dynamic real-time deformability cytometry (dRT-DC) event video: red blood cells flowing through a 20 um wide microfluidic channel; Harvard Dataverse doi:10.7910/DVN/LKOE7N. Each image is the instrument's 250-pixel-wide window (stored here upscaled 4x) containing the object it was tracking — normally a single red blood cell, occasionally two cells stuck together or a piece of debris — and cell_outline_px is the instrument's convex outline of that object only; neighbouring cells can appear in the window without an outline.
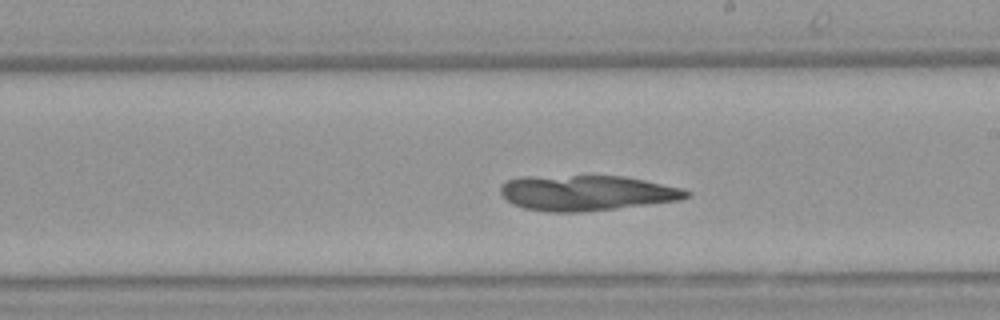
{"species": "Egyptian fruit bat (a non-hibernating species)", "species_latin": "Rousettus aegyptiacus", "temperature_condition": "warm", "stored_images_in_passage": 50, "segment_of_instrument_passage": [1, 2], "camera_frame_rate_fps": 3000, "um_per_image_px": 0.085, "animal": {"sex": "female"}, "frame": {"image": 1, "passage_image": 26, "time_ms": 8.333, "image_size_px": [1000, 320], "cell_outline_px": [[692, 196], [680, 200], [616, 208], [580, 212], [548, 212], [524, 208], [512, 204], [500, 192], [500, 188], [508, 180], [524, 176], [624, 176], [644, 180], [680, 188], [692, 192]], "centroid_in_image_um": [49.87, 16.4], "position_along_channel_um": 239.1, "area_um2": 38.15}}
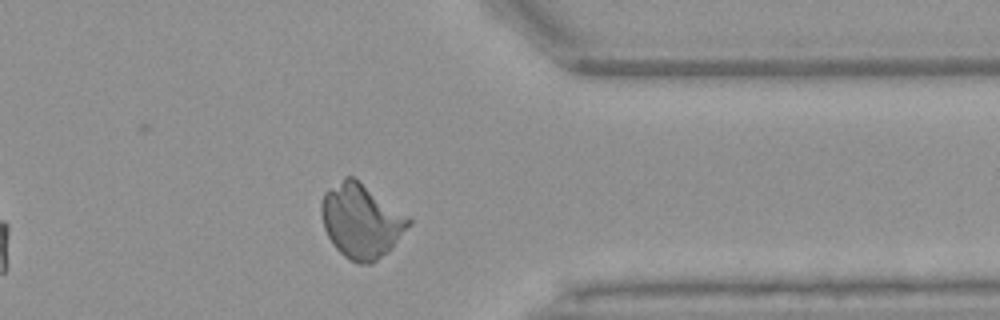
{"frame": {"image": 2, "passage_image": 38, "time_ms": 12.333, "image_size_px": [1000, 320], "cell_outline_px": [[412, 224], [388, 252], [372, 264], [360, 264], [348, 260], [332, 244], [324, 228], [320, 212], [320, 204], [324, 192], [344, 176], [352, 176], [408, 216], [412, 220]], "centroid_in_image_um": [30.69, 18.8], "position_along_channel_um": 380.7, "area_um2": 37.74}}
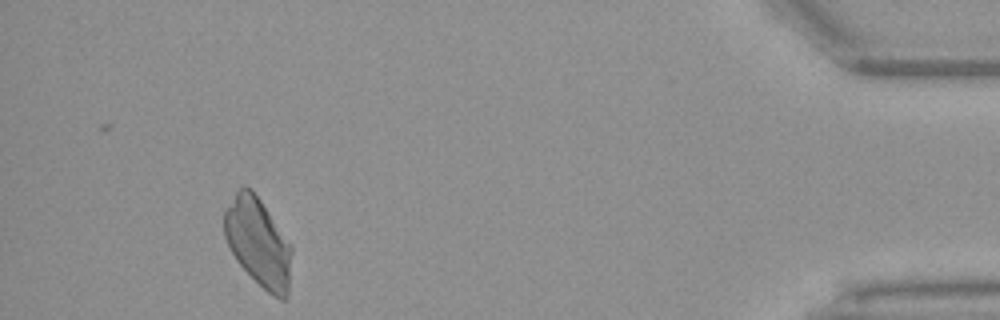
{"frame": {"image": 3, "passage_image": 45, "time_ms": 14.667, "image_size_px": [1000, 320], "cell_outline_px": [[292, 252], [288, 300], [280, 300], [272, 296], [236, 260], [224, 236], [224, 212], [236, 192], [244, 184], [260, 200], [292, 244]], "centroid_in_image_um": [21.99, 20.64], "position_along_channel_um": 413.2, "area_um2": 34.45}}